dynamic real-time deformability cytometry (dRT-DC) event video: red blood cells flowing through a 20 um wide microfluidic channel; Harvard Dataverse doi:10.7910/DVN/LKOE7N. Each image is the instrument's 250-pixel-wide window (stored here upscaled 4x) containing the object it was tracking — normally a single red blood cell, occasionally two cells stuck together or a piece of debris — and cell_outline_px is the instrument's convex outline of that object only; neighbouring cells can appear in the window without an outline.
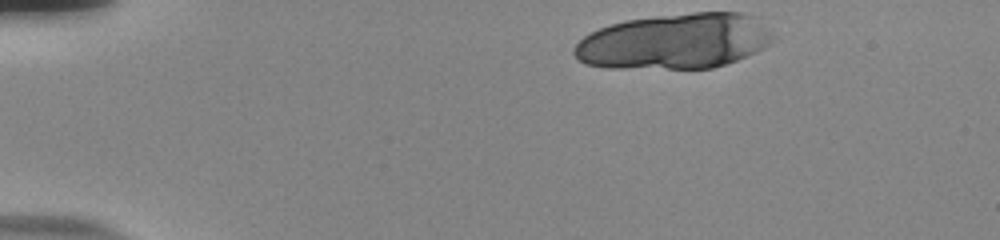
{"species": "human", "species_latin": "Homo sapiens", "temperature_condition": "room temperature", "stored_images_in_passage": 13, "camera_frame_rate_fps": 3000, "um_per_image_px": 0.085, "donor": {"sex": "male"}, "frame": {"image": 1, "passage_image": 1, "time_ms": 0.0, "image_size_px": [1000, 240], "cell_outline_px": [[776, 36], [764, 48], [756, 52], [736, 60], [712, 68], [604, 68], [584, 64], [572, 52], [572, 48], [584, 36], [600, 28], [624, 20], [656, 16], [692, 12], [740, 12], [752, 16], [768, 28]], "centroid_in_image_um": [57.34, 3.51], "position_along_channel_um": 27.7, "area_um2": 64.27}}